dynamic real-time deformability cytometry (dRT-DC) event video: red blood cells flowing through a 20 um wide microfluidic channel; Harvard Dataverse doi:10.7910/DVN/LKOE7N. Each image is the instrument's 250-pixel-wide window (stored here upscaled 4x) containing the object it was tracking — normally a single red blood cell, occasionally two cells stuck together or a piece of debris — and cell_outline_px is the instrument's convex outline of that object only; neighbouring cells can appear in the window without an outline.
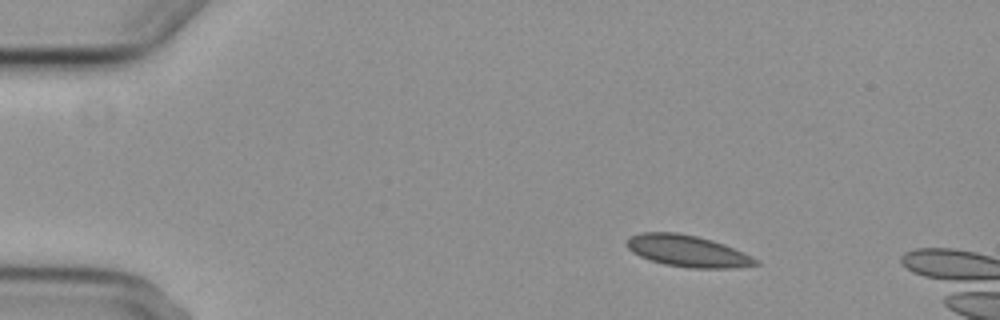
{"species": "common noctule bat (a hibernating species)", "species_latin": "Nyctalus noctula", "temperature_condition": "cold", "stored_images_in_passage": 4, "camera_frame_rate_fps": 3000, "um_per_image_px": 0.085, "animal": {"sex": "female", "body_mass_g": 29.2, "forearm_length_mm": 56.3}, "frame": {"image": 1, "passage_image": 1, "time_ms": 0.0, "image_size_px": [1000, 320], "cell_outline_px": [[760, 264], [736, 268], [692, 268], [664, 264], [648, 260], [632, 252], [624, 244], [624, 240], [628, 236], [640, 232], [676, 232], [696, 236], [712, 240], [724, 244], [760, 260]], "centroid_in_image_um": [58.39, 21.33], "position_along_channel_um": 26.6, "area_um2": 23.99}}